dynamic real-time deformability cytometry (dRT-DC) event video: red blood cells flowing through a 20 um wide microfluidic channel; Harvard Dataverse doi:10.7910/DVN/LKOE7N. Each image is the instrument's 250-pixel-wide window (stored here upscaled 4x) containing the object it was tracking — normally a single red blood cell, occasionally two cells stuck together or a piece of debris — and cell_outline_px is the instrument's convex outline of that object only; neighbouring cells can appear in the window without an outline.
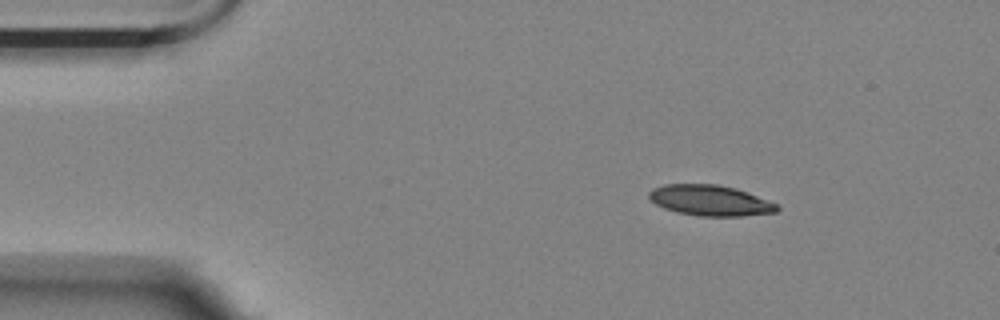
{"species": "Egyptian fruit bat (a non-hibernating species)", "species_latin": "Rousettus aegyptiacus", "temperature_condition": "room temperature", "stored_images_in_passage": 4, "camera_frame_rate_fps": 3000, "um_per_image_px": 0.085, "animal": {"sex": "female"}, "frame": {"image": 1, "passage_image": 2, "time_ms": 0.333, "image_size_px": [1000, 320], "cell_outline_px": [[780, 208], [776, 212], [740, 216], [700, 216], [676, 212], [664, 208], [656, 204], [648, 196], [648, 192], [652, 188], [664, 184], [716, 184], [736, 188], [748, 192], [776, 204]], "centroid_in_image_um": [60.34, 17.03], "position_along_channel_um": 24.7, "area_um2": 22.83}}